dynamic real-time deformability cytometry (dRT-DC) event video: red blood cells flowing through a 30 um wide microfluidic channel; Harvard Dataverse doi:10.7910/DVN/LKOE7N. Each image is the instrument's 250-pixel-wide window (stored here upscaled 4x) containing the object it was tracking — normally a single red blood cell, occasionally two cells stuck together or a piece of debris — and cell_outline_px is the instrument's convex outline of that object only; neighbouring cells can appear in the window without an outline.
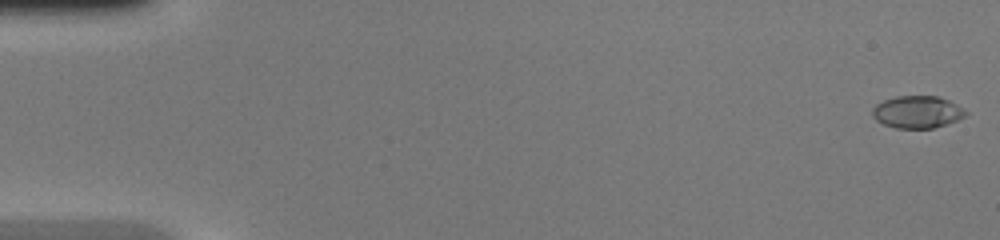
{"species": "common noctule bat (a hibernating species)", "species_latin": "Nyctalus noctula", "temperature_condition": "warm", "stored_images_in_passage": 46, "camera_frame_rate_fps": 3000, "um_per_image_px": 0.085, "animal": {"sex": "female", "body_mass_g": 20.0, "forearm_length_mm": 54.0}, "frame": {"image": 1, "passage_image": 1, "time_ms": 0.0, "image_size_px": [1000, 240], "cell_outline_px": [[968, 112], [964, 116], [956, 120], [932, 128], [896, 128], [884, 124], [876, 120], [872, 116], [872, 108], [876, 104], [884, 100], [896, 96], [936, 96], [948, 100], [964, 108]], "centroid_in_image_um": [77.94, 9.51], "position_along_channel_um": 7.1, "area_um2": 17.4}}
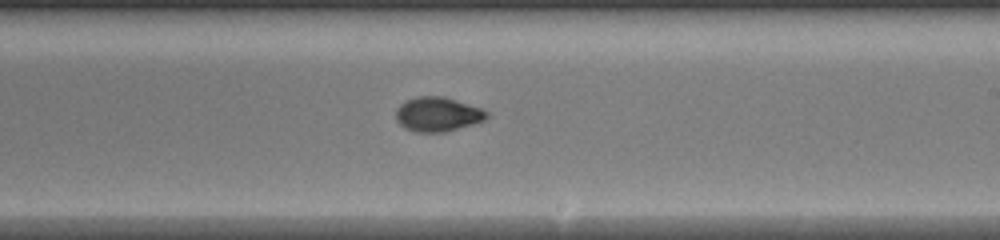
{"frame": {"image": 2, "passage_image": 28, "time_ms": 9.0, "image_size_px": [1000, 240], "cell_outline_px": [[488, 116], [484, 120], [472, 124], [444, 132], [416, 132], [404, 128], [396, 120], [396, 108], [404, 100], [416, 96], [444, 96], [480, 108], [488, 112]], "centroid_in_image_um": [37.15, 9.7], "position_along_channel_um": 251.8, "area_um2": 18.21}}
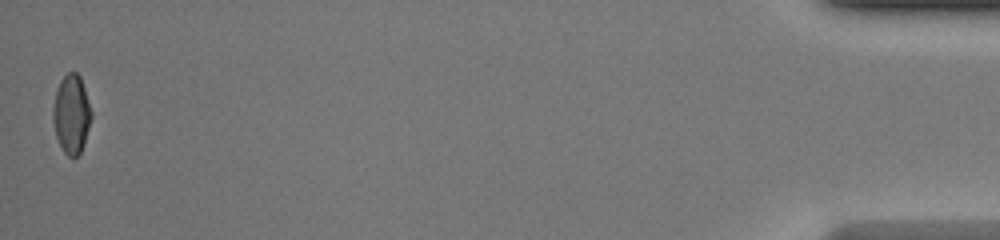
{"frame": {"image": 3, "passage_image": 46, "time_ms": 15.0, "image_size_px": [1000, 240], "cell_outline_px": [[92, 116], [84, 144], [80, 152], [76, 156], [68, 156], [64, 152], [56, 136], [52, 116], [52, 112], [56, 92], [60, 80], [68, 72], [76, 72], [80, 76], [92, 112]], "centroid_in_image_um": [6.07, 9.69], "position_along_channel_um": 429.1, "area_um2": 17.4}}